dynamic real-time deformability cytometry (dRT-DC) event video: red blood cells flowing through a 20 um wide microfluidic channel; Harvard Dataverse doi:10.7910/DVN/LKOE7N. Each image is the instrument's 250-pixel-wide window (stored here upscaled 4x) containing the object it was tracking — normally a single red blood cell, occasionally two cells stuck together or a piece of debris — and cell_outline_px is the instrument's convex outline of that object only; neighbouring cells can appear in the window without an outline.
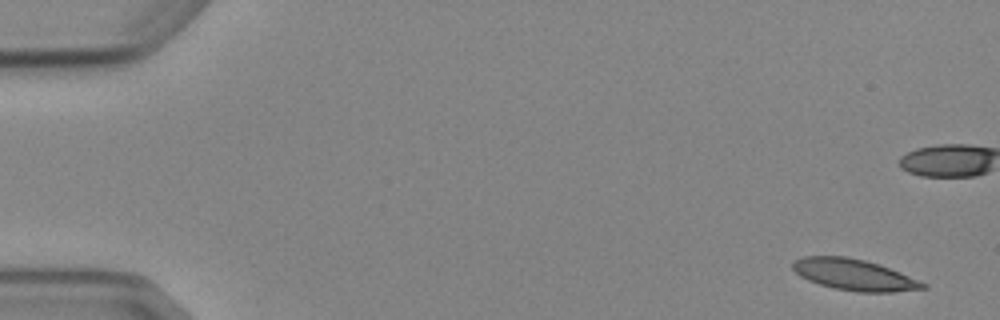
{"species": "Egyptian fruit bat (a non-hibernating species)", "species_latin": "Rousettus aegyptiacus", "temperature_condition": "cold", "stored_images_in_passage": 8, "camera_frame_rate_fps": 3000, "um_per_image_px": 0.085, "animal": {"sex": "female"}, "frame": {"image": 1, "passage_image": 1, "time_ms": 0.0, "image_size_px": [1000, 320], "cell_outline_px": [[928, 288], [892, 292], [856, 292], [836, 288], [820, 284], [808, 280], [800, 276], [792, 268], [792, 260], [804, 256], [848, 256], [864, 260], [900, 272], [928, 284]], "centroid_in_image_um": [72.59, 23.35], "position_along_channel_um": 12.4, "area_um2": 23.58}}